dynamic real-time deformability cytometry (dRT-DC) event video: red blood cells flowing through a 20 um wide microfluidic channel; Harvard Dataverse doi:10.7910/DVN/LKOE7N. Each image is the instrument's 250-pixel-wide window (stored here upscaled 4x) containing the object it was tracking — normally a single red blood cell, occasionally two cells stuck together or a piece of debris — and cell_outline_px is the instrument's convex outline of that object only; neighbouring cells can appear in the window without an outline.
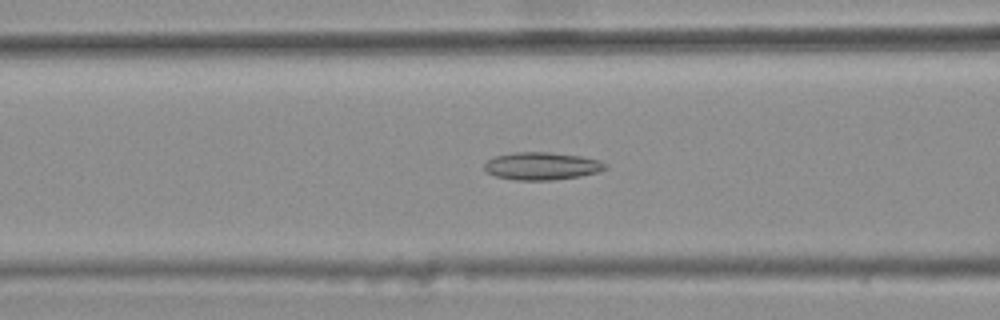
{"species": "common noctule bat (a hibernating species)", "species_latin": "Nyctalus noctula", "temperature_condition": "warm", "stored_images_in_passage": 46, "camera_frame_rate_fps": 3000, "um_per_image_px": 0.085, "animal": {"sex": "female", "body_mass_g": 25.1}, "frame": {"image": 1, "passage_image": 21, "time_ms": 6.667, "image_size_px": [1000, 320], "cell_outline_px": [[608, 168], [596, 172], [580, 176], [552, 180], [516, 180], [496, 176], [484, 172], [484, 164], [492, 156], [512, 152], [548, 152], [580, 156], [600, 160], [608, 164]], "centroid_in_image_um": [46.02, 14.11], "position_along_channel_um": 120.6, "area_um2": 19.65}}
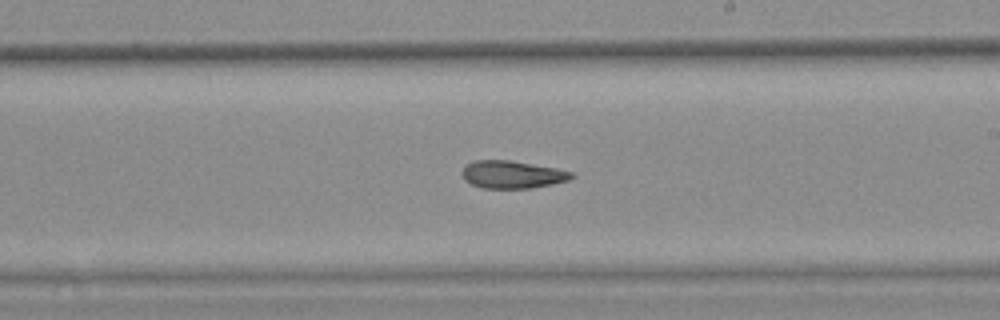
{"frame": {"image": 2, "passage_image": 31, "time_ms": 10.0, "image_size_px": [1000, 320], "cell_outline_px": [[576, 176], [568, 180], [552, 184], [528, 188], [480, 188], [464, 180], [460, 172], [472, 160], [508, 160], [556, 168], [572, 172]], "centroid_in_image_um": [43.51, 14.83], "position_along_channel_um": 245.5, "area_um2": 17.57}}
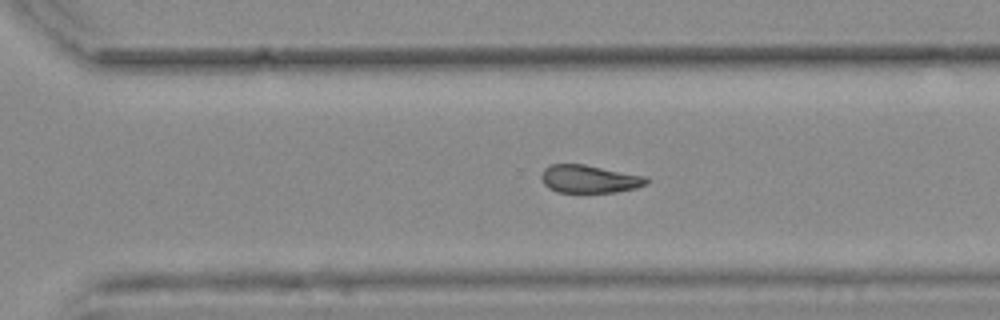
{"frame": {"image": 3, "passage_image": 37, "time_ms": 12.0, "image_size_px": [1000, 320], "cell_outline_px": [[652, 180], [648, 184], [636, 188], [616, 192], [556, 192], [548, 188], [544, 184], [540, 176], [544, 168], [552, 164], [584, 164], [644, 176]], "centroid_in_image_um": [50.1, 15.22], "position_along_channel_um": 320.5, "area_um2": 17.17}, "authors_computed_cell_mechanics": {"area_um2": 18.3515, "velocity_mm_per_s": 3.7546, "shape_relaxation_time_tau1_ms": null, "shape_relaxation_time_tau2_ms": 6.4864, "deformation_change_tau1": null, "deformation_change_tau2": 0.156}}